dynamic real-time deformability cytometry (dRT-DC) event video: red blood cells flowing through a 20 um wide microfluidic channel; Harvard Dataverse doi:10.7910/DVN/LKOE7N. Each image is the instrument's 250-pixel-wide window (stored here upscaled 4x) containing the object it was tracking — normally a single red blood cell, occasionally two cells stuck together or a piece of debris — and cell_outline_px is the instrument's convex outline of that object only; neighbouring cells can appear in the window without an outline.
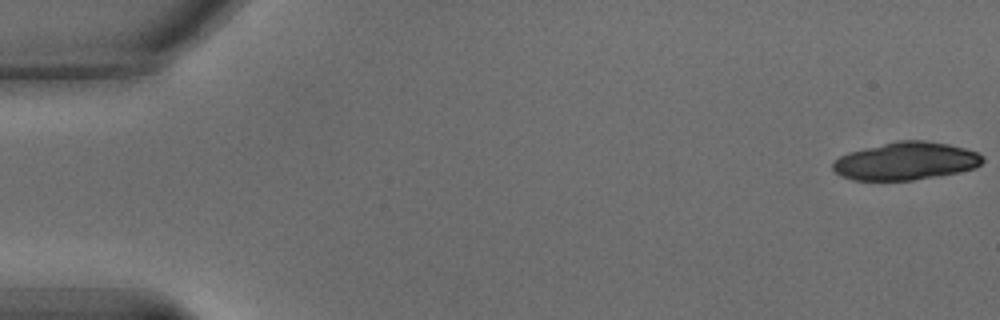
{"species": "common noctule bat (a hibernating species)", "species_latin": "Nyctalus noctula", "temperature_condition": "warm", "stored_images_in_passage": 22, "camera_frame_rate_fps": 3000, "um_per_image_px": 0.085, "animal": {"sex": "male", "body_mass_g": 15.6}, "frame": {"image": 1, "passage_image": 1, "time_ms": 0.0, "image_size_px": [1000, 320], "cell_outline_px": [[984, 160], [980, 164], [972, 168], [956, 172], [936, 176], [912, 180], [852, 180], [840, 176], [832, 168], [832, 164], [840, 156], [848, 152], [896, 140], [924, 140], [948, 144], [964, 148], [976, 152], [984, 156]], "centroid_in_image_um": [76.96, 13.68], "position_along_channel_um": 8.0, "area_um2": 32.83}}